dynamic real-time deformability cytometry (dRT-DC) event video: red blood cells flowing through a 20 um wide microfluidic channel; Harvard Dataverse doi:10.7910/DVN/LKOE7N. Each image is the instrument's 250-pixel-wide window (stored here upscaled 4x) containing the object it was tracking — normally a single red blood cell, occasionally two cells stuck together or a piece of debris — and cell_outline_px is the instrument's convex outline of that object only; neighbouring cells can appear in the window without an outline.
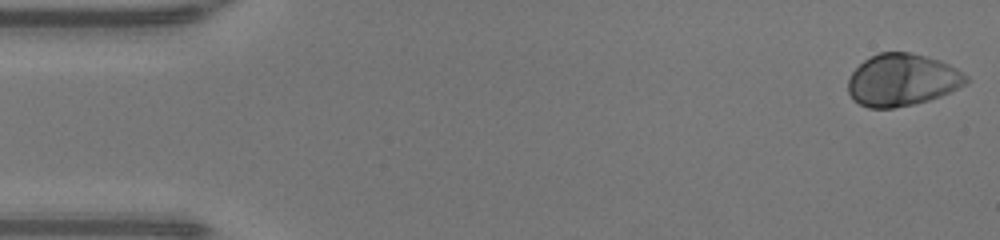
{"species": "human", "species_latin": "Homo sapiens", "temperature_condition": "warm", "stored_images_in_passage": 48, "camera_frame_rate_fps": 3000, "um_per_image_px": 0.085, "donor": {"sex": "male"}, "frame": {"image": 1, "passage_image": 1, "time_ms": 0.0, "image_size_px": [1000, 240], "cell_outline_px": [[968, 80], [964, 84], [940, 96], [928, 100], [912, 104], [892, 108], [868, 108], [852, 100], [848, 92], [848, 80], [852, 72], [864, 60], [880, 52], [912, 52], [940, 60], [956, 68], [968, 76]], "centroid_in_image_um": [76.65, 6.79], "position_along_channel_um": 8.3, "area_um2": 35.72}}
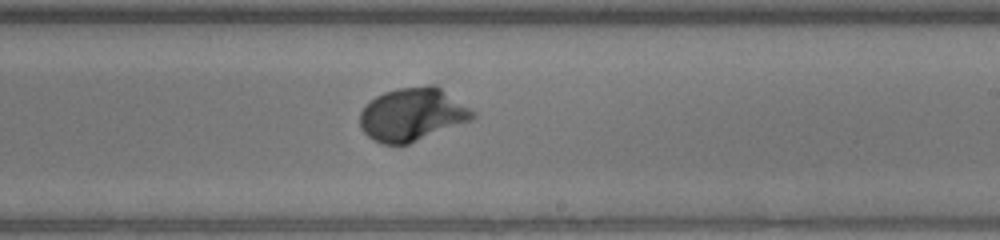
{"frame": {"image": 2, "passage_image": 28, "time_ms": 9.0, "image_size_px": [1000, 240], "cell_outline_px": [[476, 116], [472, 120], [408, 144], [384, 144], [372, 140], [360, 128], [360, 112], [364, 104], [376, 96], [384, 92], [396, 88], [432, 84], [440, 88], [476, 112]], "centroid_in_image_um": [35.02, 9.72], "position_along_channel_um": 254.0, "area_um2": 34.97}}
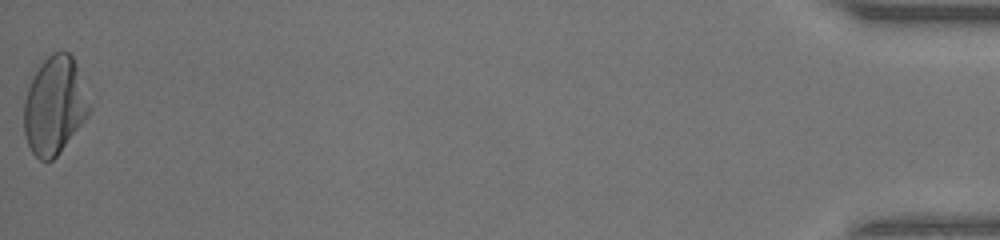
{"frame": {"image": 3, "passage_image": 48, "time_ms": 15.667, "image_size_px": [1000, 240], "cell_outline_px": [[92, 108], [88, 116], [60, 152], [52, 160], [40, 160], [32, 152], [28, 144], [24, 132], [24, 100], [28, 88], [40, 64], [52, 52], [68, 52], [72, 56]], "centroid_in_image_um": [4.63, 8.99], "position_along_channel_um": 430.6, "area_um2": 36.76}, "authors_computed_cell_mechanics": {"area_um2": 34.5644, "velocity_mm_per_s": 4.2806, "shape_relaxation_time_tau1_ms": 2.1027, "shape_relaxation_time_tau2_ms": null, "deformation_change_tau1": 0.166, "deformation_change_tau2": null}}